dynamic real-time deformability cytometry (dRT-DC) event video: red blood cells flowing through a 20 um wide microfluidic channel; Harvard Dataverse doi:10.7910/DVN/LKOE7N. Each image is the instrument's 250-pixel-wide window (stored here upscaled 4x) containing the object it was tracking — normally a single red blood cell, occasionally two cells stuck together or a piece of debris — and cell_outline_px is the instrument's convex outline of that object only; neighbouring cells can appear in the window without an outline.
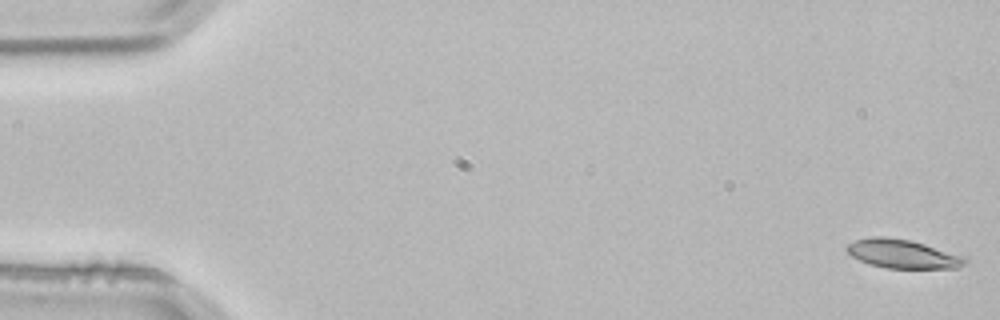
{"species": "common noctule bat (a hibernating species)", "species_latin": "Nyctalus noctula", "temperature_condition": "room temperature", "stored_images_in_passage": 3, "camera_frame_rate_fps": 3000, "um_per_image_px": 0.085, "animal": {"sex": "male", "body_mass_g": 21.5, "forearm_length_mm": 52.0}, "frame": {"image": 1, "passage_image": 1, "time_ms": 0.0, "image_size_px": [1000, 320], "cell_outline_px": [[968, 264], [956, 268], [888, 268], [868, 264], [852, 256], [844, 248], [848, 244], [856, 240], [868, 236], [884, 236], [908, 240], [924, 244], [964, 256], [968, 260]], "centroid_in_image_um": [76.72, 21.58], "position_along_channel_um": 8.3, "area_um2": 19.83}}
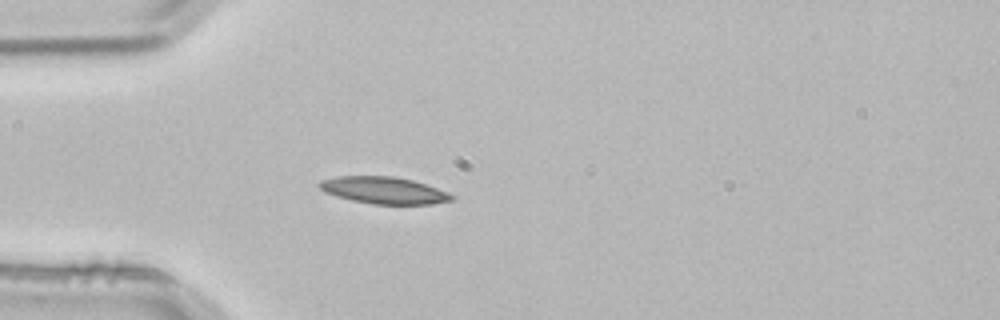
{"frame": {"image": 2, "passage_image": 3, "time_ms": 0.667, "image_size_px": [1000, 320], "cell_outline_px": [[456, 196], [452, 200], [432, 204], [372, 204], [352, 200], [336, 196], [324, 192], [316, 184], [320, 180], [336, 176], [392, 176], [412, 180], [448, 192]], "centroid_in_image_um": [32.59, 16.17], "position_along_channel_um": 52.4, "area_um2": 20.75}}